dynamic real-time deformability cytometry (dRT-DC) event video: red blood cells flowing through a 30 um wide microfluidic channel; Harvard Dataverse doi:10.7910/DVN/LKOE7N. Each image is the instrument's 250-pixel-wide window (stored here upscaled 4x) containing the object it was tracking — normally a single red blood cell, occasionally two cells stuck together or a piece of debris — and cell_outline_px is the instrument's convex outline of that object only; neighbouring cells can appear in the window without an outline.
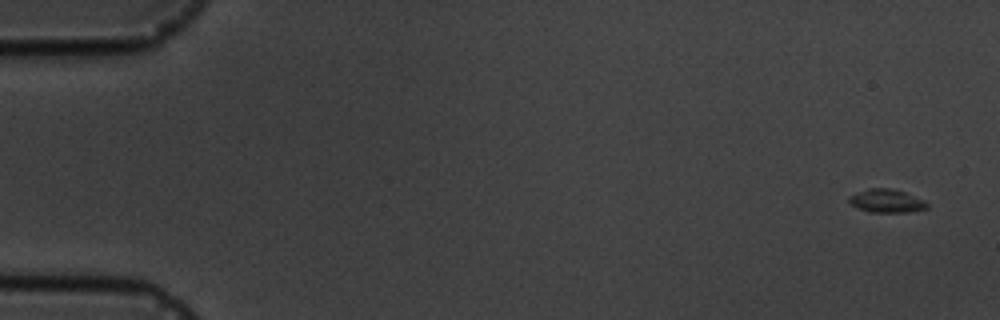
{"species": "common noctule bat (a hibernating species)", "species_latin": "Nyctalus noctula", "temperature_condition": "cold", "stored_images_in_passage": 8, "camera_frame_rate_fps": 3000, "um_per_image_px": 0.085, "animal": {"sex": "male", "body_mass_g": 19.5, "forearm_length_mm": 54.6}, "frame": {"image": 1, "passage_image": 1, "time_ms": 0.0, "image_size_px": [1000, 320], "cell_outline_px": [[928, 208], [908, 212], [868, 212], [852, 204], [848, 200], [848, 196], [868, 188], [892, 188], [904, 192], [924, 200], [928, 204]], "centroid_in_image_um": [75.36, 17.07], "position_along_channel_um": 9.6, "area_um2": 10.52}}
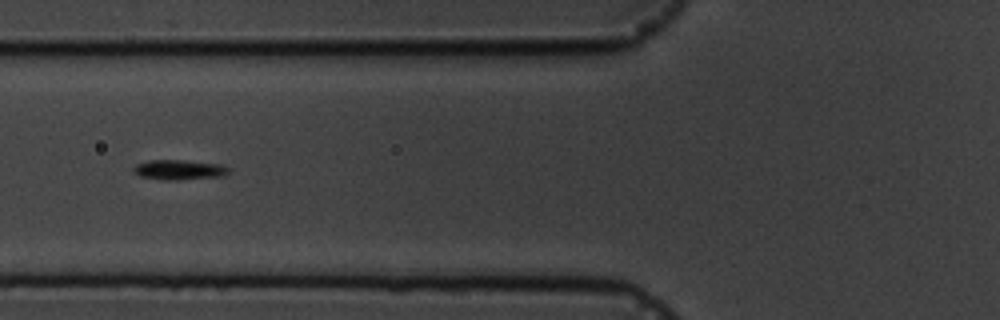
{"frame": {"image": 2, "passage_image": 7, "time_ms": 6.667, "image_size_px": [1000, 320], "cell_outline_px": [[228, 172], [224, 176], [180, 180], [164, 180], [140, 176], [132, 172], [132, 168], [136, 164], [148, 160], [184, 160], [220, 164], [228, 168]], "centroid_in_image_um": [15.18, 14.43], "position_along_channel_um": 110.6, "area_um2": 11.16}}